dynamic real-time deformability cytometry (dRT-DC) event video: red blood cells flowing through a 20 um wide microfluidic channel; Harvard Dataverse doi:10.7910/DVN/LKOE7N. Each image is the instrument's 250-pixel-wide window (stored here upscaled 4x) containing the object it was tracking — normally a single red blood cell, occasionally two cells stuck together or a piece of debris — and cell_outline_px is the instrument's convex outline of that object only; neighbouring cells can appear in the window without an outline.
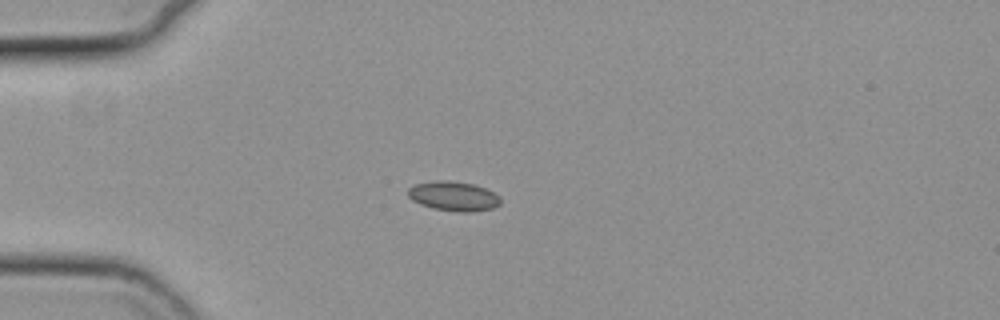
{"species": "common noctule bat (a hibernating species)", "species_latin": "Nyctalus noctula", "temperature_condition": "cold", "stored_images_in_passage": 55, "camera_frame_rate_fps": 3000, "um_per_image_px": 0.085, "animal": {"sex": "female", "body_mass_g": 19.3, "forearm_length_mm": 54.1}, "frame": {"image": 1, "passage_image": 14, "time_ms": 4.333, "image_size_px": [1000, 320], "cell_outline_px": [[500, 204], [492, 208], [472, 212], [460, 212], [432, 208], [420, 204], [412, 200], [408, 196], [408, 188], [416, 184], [436, 180], [444, 180], [472, 184], [484, 188], [500, 196]], "centroid_in_image_um": [38.53, 16.68], "position_along_channel_um": 46.5, "area_um2": 15.78}}
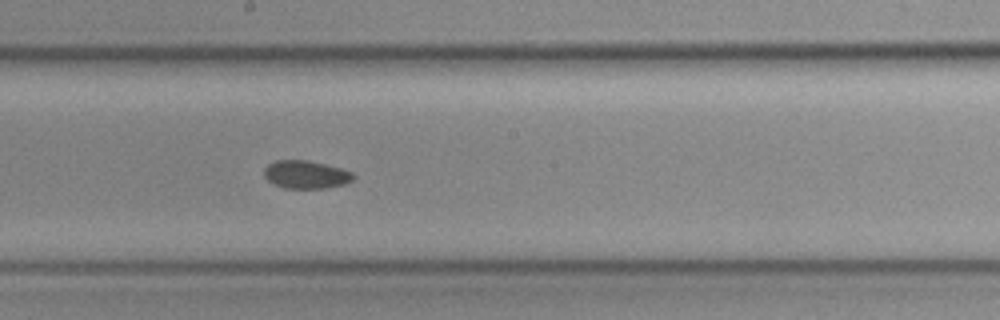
{"frame": {"image": 2, "passage_image": 30, "time_ms": 9.667, "image_size_px": [1000, 320], "cell_outline_px": [[356, 176], [352, 180], [344, 184], [324, 188], [284, 188], [268, 180], [264, 176], [264, 168], [268, 164], [276, 160], [308, 160], [340, 168], [352, 172]], "centroid_in_image_um": [26.0, 14.83], "position_along_channel_um": 222.2, "area_um2": 14.45}}
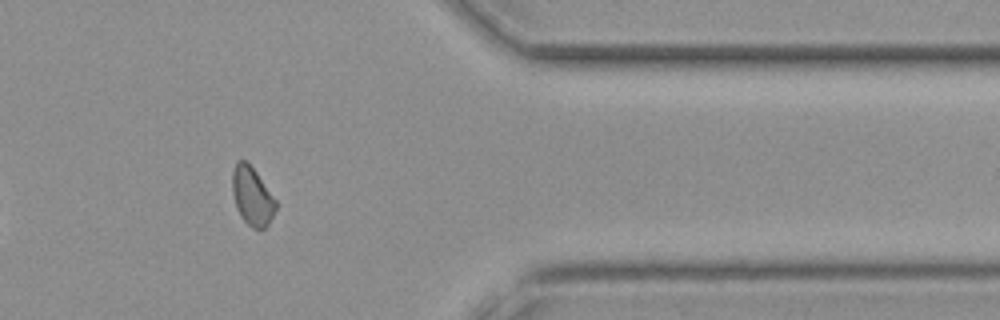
{"frame": {"image": 3, "passage_image": 45, "time_ms": 14.667, "image_size_px": [1000, 320], "cell_outline_px": [[276, 208], [268, 224], [264, 228], [252, 228], [240, 216], [236, 208], [232, 192], [232, 172], [236, 160], [248, 160], [276, 200]], "centroid_in_image_um": [21.4, 16.63], "position_along_channel_um": 390.0, "area_um2": 14.85}}